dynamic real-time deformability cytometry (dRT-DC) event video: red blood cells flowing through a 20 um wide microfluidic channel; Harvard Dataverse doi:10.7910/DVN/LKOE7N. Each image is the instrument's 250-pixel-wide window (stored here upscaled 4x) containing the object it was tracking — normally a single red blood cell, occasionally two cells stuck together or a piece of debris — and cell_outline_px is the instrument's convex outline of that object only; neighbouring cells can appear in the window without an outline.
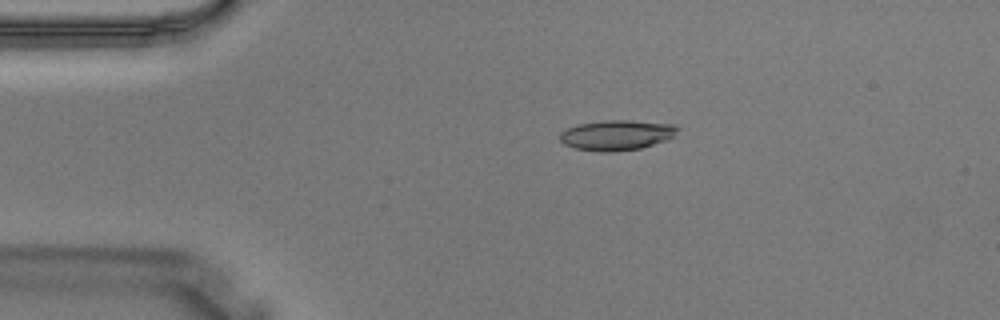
{"species": "Egyptian fruit bat (a non-hibernating species)", "species_latin": "Rousettus aegyptiacus", "temperature_condition": "warm", "stored_images_in_passage": 4, "camera_frame_rate_fps": 3000, "um_per_image_px": 0.085, "animal": {"sex": "male"}, "frame": {"image": 1, "passage_image": 2, "time_ms": 0.333, "image_size_px": [1000, 320], "cell_outline_px": [[680, 128], [668, 140], [640, 148], [612, 152], [596, 152], [576, 148], [564, 144], [560, 140], [560, 132], [568, 128], [580, 124], [604, 120], [628, 120], [676, 124]], "centroid_in_image_um": [52.44, 11.48], "position_along_channel_um": 32.6, "area_um2": 20.75}}